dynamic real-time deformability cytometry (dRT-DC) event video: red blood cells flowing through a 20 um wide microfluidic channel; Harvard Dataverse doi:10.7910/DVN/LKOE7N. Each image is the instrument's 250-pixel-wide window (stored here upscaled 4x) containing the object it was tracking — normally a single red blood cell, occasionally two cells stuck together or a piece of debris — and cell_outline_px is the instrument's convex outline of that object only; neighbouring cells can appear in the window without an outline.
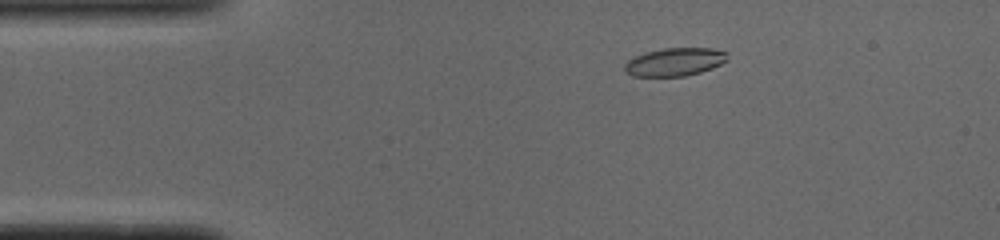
{"species": "common noctule bat (a hibernating species)", "species_latin": "Nyctalus noctula", "temperature_condition": "cold", "stored_images_in_passage": 50, "camera_frame_rate_fps": 3000, "um_per_image_px": 0.085, "animal": {"sex": "male", "body_mass_g": 19.0, "forearm_length_mm": 50.8}, "frame": {"image": 1, "passage_image": 8, "time_ms": 2.333, "image_size_px": [1000, 240], "cell_outline_px": [[728, 60], [712, 68], [700, 72], [684, 76], [632, 76], [624, 72], [624, 64], [628, 60], [644, 52], [664, 48], [712, 48], [728, 52]], "centroid_in_image_um": [57.35, 5.26], "position_along_channel_um": 27.6, "area_um2": 16.94}}
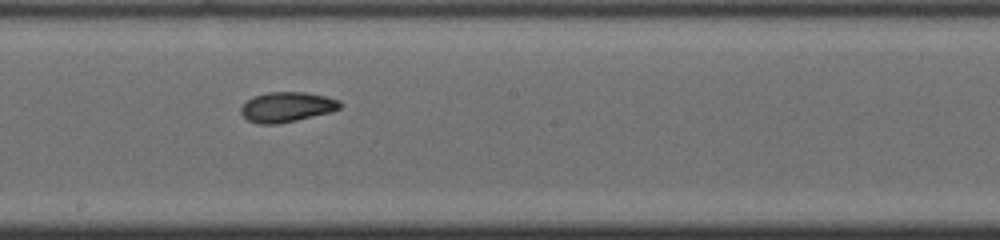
{"frame": {"image": 2, "passage_image": 27, "time_ms": 8.667, "image_size_px": [1000, 240], "cell_outline_px": [[340, 108], [332, 112], [296, 120], [276, 124], [260, 124], [248, 120], [240, 112], [240, 108], [252, 96], [268, 92], [304, 92], [324, 96], [340, 100]], "centroid_in_image_um": [24.37, 9.09], "position_along_channel_um": 223.8, "area_um2": 17.22}}
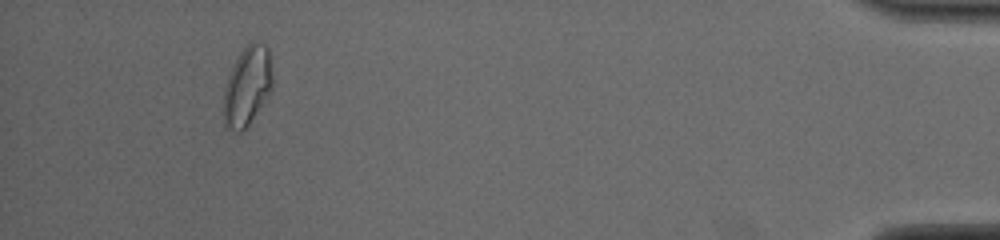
{"frame": {"image": 3, "passage_image": 47, "time_ms": 15.333, "image_size_px": [1000, 240], "cell_outline_px": [[272, 88], [248, 128], [240, 132], [236, 132], [228, 128], [224, 124], [224, 88], [232, 64], [240, 52], [252, 40], [264, 44], [268, 48], [272, 76]], "centroid_in_image_um": [21.01, 7.33], "position_along_channel_um": 414.2, "area_um2": 22.72}, "authors_computed_cell_mechanics": {"area_um2": 17.3978, "velocity_mm_per_s": 3.9007, "shape_relaxation_time_tau1_ms": null, "shape_relaxation_time_tau2_ms": 2.2731, "deformation_change_tau1": null, "deformation_change_tau2": 0.064}}